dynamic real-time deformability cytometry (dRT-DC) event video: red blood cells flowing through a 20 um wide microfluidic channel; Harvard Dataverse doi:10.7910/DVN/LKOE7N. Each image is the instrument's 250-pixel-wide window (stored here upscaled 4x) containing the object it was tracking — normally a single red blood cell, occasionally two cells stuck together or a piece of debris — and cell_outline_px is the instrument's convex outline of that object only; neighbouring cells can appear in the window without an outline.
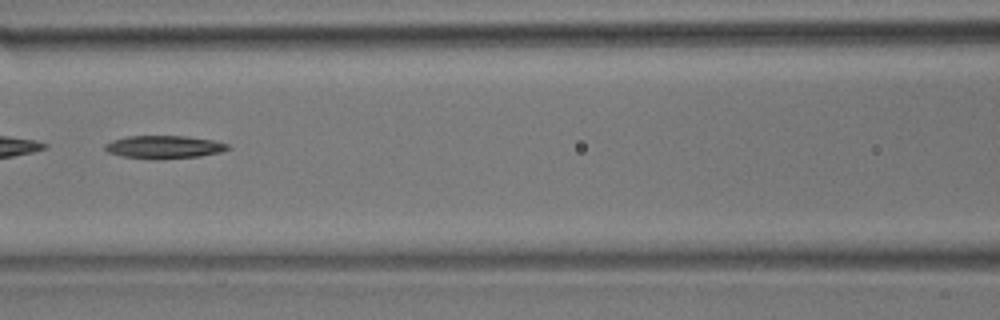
{"species": "common noctule bat (a hibernating species)", "species_latin": "Nyctalus noctula", "temperature_condition": "room temperature", "stored_images_in_passage": 47, "camera_frame_rate_fps": 3000, "um_per_image_px": 0.085, "animal": {"sex": "male", "body_mass_g": 17.9}, "frame": {"image": 1, "passage_image": 21, "time_ms": 6.667, "image_size_px": [1000, 320], "cell_outline_px": [[232, 148], [220, 152], [200, 156], [156, 160], [152, 160], [120, 156], [108, 152], [104, 148], [104, 144], [112, 140], [128, 136], [184, 136], [212, 140], [228, 144]], "centroid_in_image_um": [13.91, 12.51], "position_along_channel_um": 152.7, "area_um2": 16.59}}